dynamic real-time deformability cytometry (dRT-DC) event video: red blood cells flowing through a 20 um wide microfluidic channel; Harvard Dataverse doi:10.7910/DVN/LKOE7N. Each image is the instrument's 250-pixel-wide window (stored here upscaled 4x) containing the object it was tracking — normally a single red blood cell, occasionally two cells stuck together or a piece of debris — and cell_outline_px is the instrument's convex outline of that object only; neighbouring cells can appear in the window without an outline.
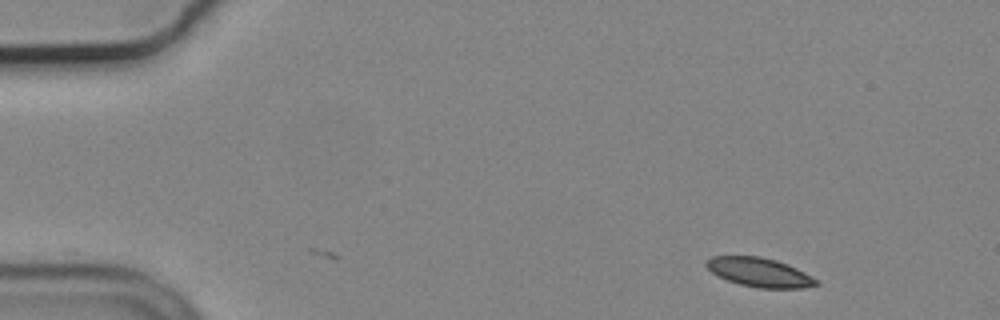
{"species": "common noctule bat (a hibernating species)", "species_latin": "Nyctalus noctula", "temperature_condition": "cold", "stored_images_in_passage": 3, "camera_frame_rate_fps": 3000, "um_per_image_px": 0.085, "animal": {"sex": "male", "body_mass_g": 19.2, "forearm_length_mm": 51.8}, "frame": {"image": 1, "passage_image": 3, "time_ms": 0.667, "image_size_px": [1000, 320], "cell_outline_px": [[820, 284], [804, 288], [760, 288], [740, 284], [728, 280], [712, 272], [704, 264], [704, 260], [712, 256], [760, 256], [776, 260], [788, 264], [820, 280]], "centroid_in_image_um": [64.58, 23.14], "position_along_channel_um": 20.4, "area_um2": 18.67}}